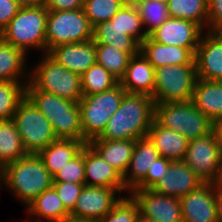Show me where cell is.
Segmentation results:
<instances>
[{
  "instance_id": "obj_1",
  "label": "cell",
  "mask_w": 222,
  "mask_h": 222,
  "mask_svg": "<svg viewBox=\"0 0 222 222\" xmlns=\"http://www.w3.org/2000/svg\"><path fill=\"white\" fill-rule=\"evenodd\" d=\"M155 116L152 96L125 92L120 107L102 134L92 140H137L147 137Z\"/></svg>"
},
{
  "instance_id": "obj_2",
  "label": "cell",
  "mask_w": 222,
  "mask_h": 222,
  "mask_svg": "<svg viewBox=\"0 0 222 222\" xmlns=\"http://www.w3.org/2000/svg\"><path fill=\"white\" fill-rule=\"evenodd\" d=\"M25 96L50 121L57 139L83 141L78 103L37 90L30 82Z\"/></svg>"
},
{
  "instance_id": "obj_3",
  "label": "cell",
  "mask_w": 222,
  "mask_h": 222,
  "mask_svg": "<svg viewBox=\"0 0 222 222\" xmlns=\"http://www.w3.org/2000/svg\"><path fill=\"white\" fill-rule=\"evenodd\" d=\"M1 180L26 206L53 185V177L38 154H27L6 164L0 182Z\"/></svg>"
},
{
  "instance_id": "obj_4",
  "label": "cell",
  "mask_w": 222,
  "mask_h": 222,
  "mask_svg": "<svg viewBox=\"0 0 222 222\" xmlns=\"http://www.w3.org/2000/svg\"><path fill=\"white\" fill-rule=\"evenodd\" d=\"M47 15L44 5L20 8L2 30L0 38L25 54L28 47L46 49Z\"/></svg>"
},
{
  "instance_id": "obj_5",
  "label": "cell",
  "mask_w": 222,
  "mask_h": 222,
  "mask_svg": "<svg viewBox=\"0 0 222 222\" xmlns=\"http://www.w3.org/2000/svg\"><path fill=\"white\" fill-rule=\"evenodd\" d=\"M125 92L118 83L110 90L83 95L78 104L84 142L89 143L102 134L111 116L120 107Z\"/></svg>"
},
{
  "instance_id": "obj_6",
  "label": "cell",
  "mask_w": 222,
  "mask_h": 222,
  "mask_svg": "<svg viewBox=\"0 0 222 222\" xmlns=\"http://www.w3.org/2000/svg\"><path fill=\"white\" fill-rule=\"evenodd\" d=\"M154 119L163 127L176 131L188 140L213 131V122L192 101L156 103Z\"/></svg>"
},
{
  "instance_id": "obj_7",
  "label": "cell",
  "mask_w": 222,
  "mask_h": 222,
  "mask_svg": "<svg viewBox=\"0 0 222 222\" xmlns=\"http://www.w3.org/2000/svg\"><path fill=\"white\" fill-rule=\"evenodd\" d=\"M12 120L27 154H38L57 139L50 121L25 96Z\"/></svg>"
},
{
  "instance_id": "obj_8",
  "label": "cell",
  "mask_w": 222,
  "mask_h": 222,
  "mask_svg": "<svg viewBox=\"0 0 222 222\" xmlns=\"http://www.w3.org/2000/svg\"><path fill=\"white\" fill-rule=\"evenodd\" d=\"M154 78L155 104L191 101L198 79L195 64L164 65L155 69Z\"/></svg>"
},
{
  "instance_id": "obj_9",
  "label": "cell",
  "mask_w": 222,
  "mask_h": 222,
  "mask_svg": "<svg viewBox=\"0 0 222 222\" xmlns=\"http://www.w3.org/2000/svg\"><path fill=\"white\" fill-rule=\"evenodd\" d=\"M45 55L33 74L27 75V78H30L29 82L37 90L78 103L83 97L81 76Z\"/></svg>"
},
{
  "instance_id": "obj_10",
  "label": "cell",
  "mask_w": 222,
  "mask_h": 222,
  "mask_svg": "<svg viewBox=\"0 0 222 222\" xmlns=\"http://www.w3.org/2000/svg\"><path fill=\"white\" fill-rule=\"evenodd\" d=\"M93 39V27L83 9L48 11L46 25V54L57 46Z\"/></svg>"
},
{
  "instance_id": "obj_11",
  "label": "cell",
  "mask_w": 222,
  "mask_h": 222,
  "mask_svg": "<svg viewBox=\"0 0 222 222\" xmlns=\"http://www.w3.org/2000/svg\"><path fill=\"white\" fill-rule=\"evenodd\" d=\"M183 162L203 182H222V148L214 131L205 136L189 140Z\"/></svg>"
},
{
  "instance_id": "obj_12",
  "label": "cell",
  "mask_w": 222,
  "mask_h": 222,
  "mask_svg": "<svg viewBox=\"0 0 222 222\" xmlns=\"http://www.w3.org/2000/svg\"><path fill=\"white\" fill-rule=\"evenodd\" d=\"M117 189L84 186L74 208L70 211V222H99L120 201Z\"/></svg>"
},
{
  "instance_id": "obj_13",
  "label": "cell",
  "mask_w": 222,
  "mask_h": 222,
  "mask_svg": "<svg viewBox=\"0 0 222 222\" xmlns=\"http://www.w3.org/2000/svg\"><path fill=\"white\" fill-rule=\"evenodd\" d=\"M139 213L155 222H183L180 198L154 192L152 189L132 190Z\"/></svg>"
},
{
  "instance_id": "obj_14",
  "label": "cell",
  "mask_w": 222,
  "mask_h": 222,
  "mask_svg": "<svg viewBox=\"0 0 222 222\" xmlns=\"http://www.w3.org/2000/svg\"><path fill=\"white\" fill-rule=\"evenodd\" d=\"M197 78L222 81V31H208L195 52Z\"/></svg>"
},
{
  "instance_id": "obj_15",
  "label": "cell",
  "mask_w": 222,
  "mask_h": 222,
  "mask_svg": "<svg viewBox=\"0 0 222 222\" xmlns=\"http://www.w3.org/2000/svg\"><path fill=\"white\" fill-rule=\"evenodd\" d=\"M202 31L203 29L192 21L169 17L149 36L164 45L188 48L195 55Z\"/></svg>"
},
{
  "instance_id": "obj_16",
  "label": "cell",
  "mask_w": 222,
  "mask_h": 222,
  "mask_svg": "<svg viewBox=\"0 0 222 222\" xmlns=\"http://www.w3.org/2000/svg\"><path fill=\"white\" fill-rule=\"evenodd\" d=\"M183 222H218L215 183L204 182L180 198Z\"/></svg>"
},
{
  "instance_id": "obj_17",
  "label": "cell",
  "mask_w": 222,
  "mask_h": 222,
  "mask_svg": "<svg viewBox=\"0 0 222 222\" xmlns=\"http://www.w3.org/2000/svg\"><path fill=\"white\" fill-rule=\"evenodd\" d=\"M204 182L183 161H172L162 179L152 188L162 195L181 198Z\"/></svg>"
},
{
  "instance_id": "obj_18",
  "label": "cell",
  "mask_w": 222,
  "mask_h": 222,
  "mask_svg": "<svg viewBox=\"0 0 222 222\" xmlns=\"http://www.w3.org/2000/svg\"><path fill=\"white\" fill-rule=\"evenodd\" d=\"M85 186L108 187L126 191L123 176L89 144L84 146ZM92 179L91 181H89Z\"/></svg>"
},
{
  "instance_id": "obj_19",
  "label": "cell",
  "mask_w": 222,
  "mask_h": 222,
  "mask_svg": "<svg viewBox=\"0 0 222 222\" xmlns=\"http://www.w3.org/2000/svg\"><path fill=\"white\" fill-rule=\"evenodd\" d=\"M47 55L59 65L81 76L96 63V44L90 40L60 45L50 49Z\"/></svg>"
},
{
  "instance_id": "obj_20",
  "label": "cell",
  "mask_w": 222,
  "mask_h": 222,
  "mask_svg": "<svg viewBox=\"0 0 222 222\" xmlns=\"http://www.w3.org/2000/svg\"><path fill=\"white\" fill-rule=\"evenodd\" d=\"M159 157L158 150L148 137L137 139L128 171L123 176L125 189L130 192L134 190L145 179L147 171H151L154 161ZM129 173L131 174L128 175Z\"/></svg>"
},
{
  "instance_id": "obj_21",
  "label": "cell",
  "mask_w": 222,
  "mask_h": 222,
  "mask_svg": "<svg viewBox=\"0 0 222 222\" xmlns=\"http://www.w3.org/2000/svg\"><path fill=\"white\" fill-rule=\"evenodd\" d=\"M140 52L155 69L164 65L195 64V55L188 48L164 45L150 36L140 43Z\"/></svg>"
},
{
  "instance_id": "obj_22",
  "label": "cell",
  "mask_w": 222,
  "mask_h": 222,
  "mask_svg": "<svg viewBox=\"0 0 222 222\" xmlns=\"http://www.w3.org/2000/svg\"><path fill=\"white\" fill-rule=\"evenodd\" d=\"M155 68L141 52L129 59L124 77L120 80L126 92L152 96L155 85Z\"/></svg>"
},
{
  "instance_id": "obj_23",
  "label": "cell",
  "mask_w": 222,
  "mask_h": 222,
  "mask_svg": "<svg viewBox=\"0 0 222 222\" xmlns=\"http://www.w3.org/2000/svg\"><path fill=\"white\" fill-rule=\"evenodd\" d=\"M147 137L158 150L160 157L183 161L189 144V140L183 135L163 127L154 119Z\"/></svg>"
},
{
  "instance_id": "obj_24",
  "label": "cell",
  "mask_w": 222,
  "mask_h": 222,
  "mask_svg": "<svg viewBox=\"0 0 222 222\" xmlns=\"http://www.w3.org/2000/svg\"><path fill=\"white\" fill-rule=\"evenodd\" d=\"M191 101L213 123L222 119V81L197 79Z\"/></svg>"
},
{
  "instance_id": "obj_25",
  "label": "cell",
  "mask_w": 222,
  "mask_h": 222,
  "mask_svg": "<svg viewBox=\"0 0 222 222\" xmlns=\"http://www.w3.org/2000/svg\"><path fill=\"white\" fill-rule=\"evenodd\" d=\"M89 144L122 176L126 174L136 140H91Z\"/></svg>"
},
{
  "instance_id": "obj_26",
  "label": "cell",
  "mask_w": 222,
  "mask_h": 222,
  "mask_svg": "<svg viewBox=\"0 0 222 222\" xmlns=\"http://www.w3.org/2000/svg\"><path fill=\"white\" fill-rule=\"evenodd\" d=\"M87 143L79 140L58 139L38 153L44 166L54 178L55 175L74 157Z\"/></svg>"
},
{
  "instance_id": "obj_27",
  "label": "cell",
  "mask_w": 222,
  "mask_h": 222,
  "mask_svg": "<svg viewBox=\"0 0 222 222\" xmlns=\"http://www.w3.org/2000/svg\"><path fill=\"white\" fill-rule=\"evenodd\" d=\"M26 208L30 214L46 220L44 222H70V212L53 186L38 195Z\"/></svg>"
},
{
  "instance_id": "obj_28",
  "label": "cell",
  "mask_w": 222,
  "mask_h": 222,
  "mask_svg": "<svg viewBox=\"0 0 222 222\" xmlns=\"http://www.w3.org/2000/svg\"><path fill=\"white\" fill-rule=\"evenodd\" d=\"M95 43L110 45L119 51L127 53L130 57L140 52V43L133 37L124 33L122 29L111 21L97 24L93 27Z\"/></svg>"
},
{
  "instance_id": "obj_29",
  "label": "cell",
  "mask_w": 222,
  "mask_h": 222,
  "mask_svg": "<svg viewBox=\"0 0 222 222\" xmlns=\"http://www.w3.org/2000/svg\"><path fill=\"white\" fill-rule=\"evenodd\" d=\"M21 137L12 119L0 121V164L14 162L26 156Z\"/></svg>"
},
{
  "instance_id": "obj_30",
  "label": "cell",
  "mask_w": 222,
  "mask_h": 222,
  "mask_svg": "<svg viewBox=\"0 0 222 222\" xmlns=\"http://www.w3.org/2000/svg\"><path fill=\"white\" fill-rule=\"evenodd\" d=\"M26 55L0 38V81L20 82L19 76L25 72Z\"/></svg>"
},
{
  "instance_id": "obj_31",
  "label": "cell",
  "mask_w": 222,
  "mask_h": 222,
  "mask_svg": "<svg viewBox=\"0 0 222 222\" xmlns=\"http://www.w3.org/2000/svg\"><path fill=\"white\" fill-rule=\"evenodd\" d=\"M208 0H168L167 8L171 18L184 19L201 28L208 22Z\"/></svg>"
},
{
  "instance_id": "obj_32",
  "label": "cell",
  "mask_w": 222,
  "mask_h": 222,
  "mask_svg": "<svg viewBox=\"0 0 222 222\" xmlns=\"http://www.w3.org/2000/svg\"><path fill=\"white\" fill-rule=\"evenodd\" d=\"M118 83L119 81L97 62L81 75L83 95H92L110 90Z\"/></svg>"
},
{
  "instance_id": "obj_33",
  "label": "cell",
  "mask_w": 222,
  "mask_h": 222,
  "mask_svg": "<svg viewBox=\"0 0 222 222\" xmlns=\"http://www.w3.org/2000/svg\"><path fill=\"white\" fill-rule=\"evenodd\" d=\"M95 44L96 62L105 67L120 82L126 73V68L131 57L127 53L119 51L110 45Z\"/></svg>"
},
{
  "instance_id": "obj_34",
  "label": "cell",
  "mask_w": 222,
  "mask_h": 222,
  "mask_svg": "<svg viewBox=\"0 0 222 222\" xmlns=\"http://www.w3.org/2000/svg\"><path fill=\"white\" fill-rule=\"evenodd\" d=\"M25 83L0 81V121L12 119L19 102L25 97Z\"/></svg>"
},
{
  "instance_id": "obj_35",
  "label": "cell",
  "mask_w": 222,
  "mask_h": 222,
  "mask_svg": "<svg viewBox=\"0 0 222 222\" xmlns=\"http://www.w3.org/2000/svg\"><path fill=\"white\" fill-rule=\"evenodd\" d=\"M120 0H84L83 11L92 27L110 21L121 9Z\"/></svg>"
},
{
  "instance_id": "obj_36",
  "label": "cell",
  "mask_w": 222,
  "mask_h": 222,
  "mask_svg": "<svg viewBox=\"0 0 222 222\" xmlns=\"http://www.w3.org/2000/svg\"><path fill=\"white\" fill-rule=\"evenodd\" d=\"M110 21L139 43L148 36L145 31L142 33L140 29L143 26V22L137 8L122 6Z\"/></svg>"
},
{
  "instance_id": "obj_37",
  "label": "cell",
  "mask_w": 222,
  "mask_h": 222,
  "mask_svg": "<svg viewBox=\"0 0 222 222\" xmlns=\"http://www.w3.org/2000/svg\"><path fill=\"white\" fill-rule=\"evenodd\" d=\"M137 10L142 19L143 26H149L145 30L148 36L170 17L167 3L157 0H144L137 7Z\"/></svg>"
},
{
  "instance_id": "obj_38",
  "label": "cell",
  "mask_w": 222,
  "mask_h": 222,
  "mask_svg": "<svg viewBox=\"0 0 222 222\" xmlns=\"http://www.w3.org/2000/svg\"><path fill=\"white\" fill-rule=\"evenodd\" d=\"M139 208L132 197H122L120 201L99 222H136Z\"/></svg>"
},
{
  "instance_id": "obj_39",
  "label": "cell",
  "mask_w": 222,
  "mask_h": 222,
  "mask_svg": "<svg viewBox=\"0 0 222 222\" xmlns=\"http://www.w3.org/2000/svg\"><path fill=\"white\" fill-rule=\"evenodd\" d=\"M53 182L85 184L84 147L76 157L60 169L53 178Z\"/></svg>"
},
{
  "instance_id": "obj_40",
  "label": "cell",
  "mask_w": 222,
  "mask_h": 222,
  "mask_svg": "<svg viewBox=\"0 0 222 222\" xmlns=\"http://www.w3.org/2000/svg\"><path fill=\"white\" fill-rule=\"evenodd\" d=\"M62 200L64 207L70 212L76 203L85 184L53 182L52 185Z\"/></svg>"
},
{
  "instance_id": "obj_41",
  "label": "cell",
  "mask_w": 222,
  "mask_h": 222,
  "mask_svg": "<svg viewBox=\"0 0 222 222\" xmlns=\"http://www.w3.org/2000/svg\"><path fill=\"white\" fill-rule=\"evenodd\" d=\"M171 162L164 157L155 160L151 171H147L145 179L134 190L152 189L162 179Z\"/></svg>"
},
{
  "instance_id": "obj_42",
  "label": "cell",
  "mask_w": 222,
  "mask_h": 222,
  "mask_svg": "<svg viewBox=\"0 0 222 222\" xmlns=\"http://www.w3.org/2000/svg\"><path fill=\"white\" fill-rule=\"evenodd\" d=\"M208 31H222V0H208Z\"/></svg>"
},
{
  "instance_id": "obj_43",
  "label": "cell",
  "mask_w": 222,
  "mask_h": 222,
  "mask_svg": "<svg viewBox=\"0 0 222 222\" xmlns=\"http://www.w3.org/2000/svg\"><path fill=\"white\" fill-rule=\"evenodd\" d=\"M20 8L15 0H0V33L18 13Z\"/></svg>"
},
{
  "instance_id": "obj_44",
  "label": "cell",
  "mask_w": 222,
  "mask_h": 222,
  "mask_svg": "<svg viewBox=\"0 0 222 222\" xmlns=\"http://www.w3.org/2000/svg\"><path fill=\"white\" fill-rule=\"evenodd\" d=\"M84 0H44V6L48 11H74L83 9Z\"/></svg>"
},
{
  "instance_id": "obj_45",
  "label": "cell",
  "mask_w": 222,
  "mask_h": 222,
  "mask_svg": "<svg viewBox=\"0 0 222 222\" xmlns=\"http://www.w3.org/2000/svg\"><path fill=\"white\" fill-rule=\"evenodd\" d=\"M216 214L218 222H222V182L215 183Z\"/></svg>"
},
{
  "instance_id": "obj_46",
  "label": "cell",
  "mask_w": 222,
  "mask_h": 222,
  "mask_svg": "<svg viewBox=\"0 0 222 222\" xmlns=\"http://www.w3.org/2000/svg\"><path fill=\"white\" fill-rule=\"evenodd\" d=\"M16 3L21 7H38L44 5V0H15Z\"/></svg>"
},
{
  "instance_id": "obj_47",
  "label": "cell",
  "mask_w": 222,
  "mask_h": 222,
  "mask_svg": "<svg viewBox=\"0 0 222 222\" xmlns=\"http://www.w3.org/2000/svg\"><path fill=\"white\" fill-rule=\"evenodd\" d=\"M213 131L220 147L222 148V119L217 120L213 123Z\"/></svg>"
},
{
  "instance_id": "obj_48",
  "label": "cell",
  "mask_w": 222,
  "mask_h": 222,
  "mask_svg": "<svg viewBox=\"0 0 222 222\" xmlns=\"http://www.w3.org/2000/svg\"><path fill=\"white\" fill-rule=\"evenodd\" d=\"M124 7L137 8L144 0H120Z\"/></svg>"
},
{
  "instance_id": "obj_49",
  "label": "cell",
  "mask_w": 222,
  "mask_h": 222,
  "mask_svg": "<svg viewBox=\"0 0 222 222\" xmlns=\"http://www.w3.org/2000/svg\"><path fill=\"white\" fill-rule=\"evenodd\" d=\"M136 222H155V221H152L151 219L146 218L143 215L139 214Z\"/></svg>"
},
{
  "instance_id": "obj_50",
  "label": "cell",
  "mask_w": 222,
  "mask_h": 222,
  "mask_svg": "<svg viewBox=\"0 0 222 222\" xmlns=\"http://www.w3.org/2000/svg\"><path fill=\"white\" fill-rule=\"evenodd\" d=\"M2 173H3V166L0 164V179H1Z\"/></svg>"
},
{
  "instance_id": "obj_51",
  "label": "cell",
  "mask_w": 222,
  "mask_h": 222,
  "mask_svg": "<svg viewBox=\"0 0 222 222\" xmlns=\"http://www.w3.org/2000/svg\"><path fill=\"white\" fill-rule=\"evenodd\" d=\"M157 1H161V2L166 3L168 0H157Z\"/></svg>"
}]
</instances>
